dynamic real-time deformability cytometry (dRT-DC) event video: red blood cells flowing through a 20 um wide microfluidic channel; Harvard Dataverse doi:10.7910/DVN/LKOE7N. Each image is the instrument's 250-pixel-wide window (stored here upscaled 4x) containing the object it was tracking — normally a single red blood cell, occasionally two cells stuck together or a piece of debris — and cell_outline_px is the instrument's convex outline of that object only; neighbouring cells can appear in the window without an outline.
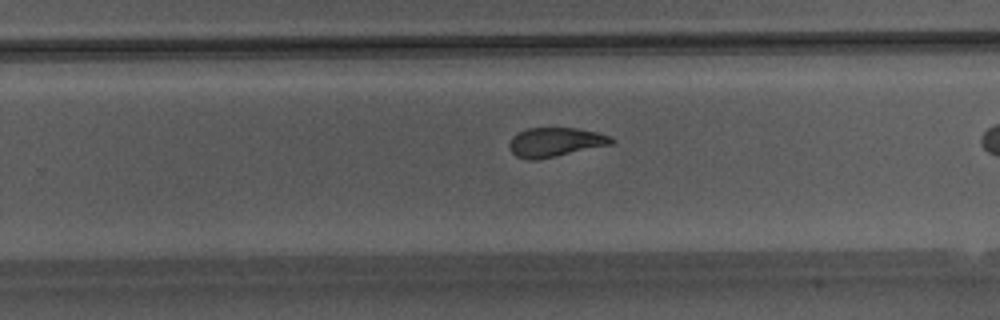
{"species": "Egyptian fruit bat (a non-hibernating species)", "species_latin": "Rousettus aegyptiacus", "temperature_condition": "warm", "stored_images_in_passage": 25, "camera_frame_rate_fps": 3000, "um_per_image_px": 0.085, "animal": {"sex": "male"}, "frame": {"image": 1, "passage_image": 18, "time_ms": 5.667, "image_size_px": [1000, 320], "cell_outline_px": [[616, 140], [612, 144], [556, 156], [536, 160], [528, 160], [516, 156], [508, 148], [508, 144], [512, 136], [528, 128], [576, 128], [596, 132], [608, 136]], "centroid_in_image_um": [47.16, 12.09], "position_along_channel_um": 282.6, "area_um2": 17.28}}